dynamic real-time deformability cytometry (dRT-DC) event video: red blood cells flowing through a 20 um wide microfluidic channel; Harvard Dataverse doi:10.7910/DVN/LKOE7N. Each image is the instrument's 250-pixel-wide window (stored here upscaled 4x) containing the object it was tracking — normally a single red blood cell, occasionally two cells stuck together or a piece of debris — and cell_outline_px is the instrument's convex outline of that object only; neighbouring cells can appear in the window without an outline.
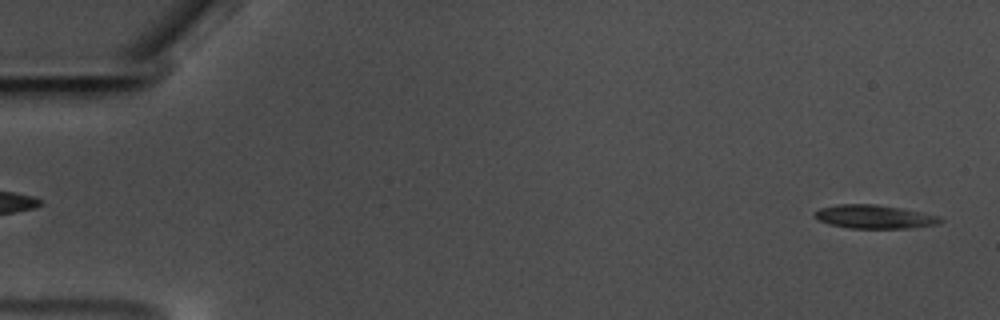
{"species": "common noctule bat (a hibernating species)", "species_latin": "Nyctalus noctula", "temperature_condition": "warm", "stored_images_in_passage": 58, "camera_frame_rate_fps": 3000, "um_per_image_px": 0.085, "animal": {"sex": "male", "body_mass_g": 17.5, "forearm_length_mm": 52.3}, "frame": {"image": 1, "passage_image": 2, "time_ms": 0.333, "image_size_px": [1000, 320], "cell_outline_px": [[944, 220], [940, 224], [908, 228], [848, 228], [828, 224], [820, 220], [816, 216], [816, 212], [820, 208], [840, 204], [876, 204], [900, 208], [936, 216]], "centroid_in_image_um": [74.32, 18.43], "position_along_channel_um": 10.7, "area_um2": 16.94}}
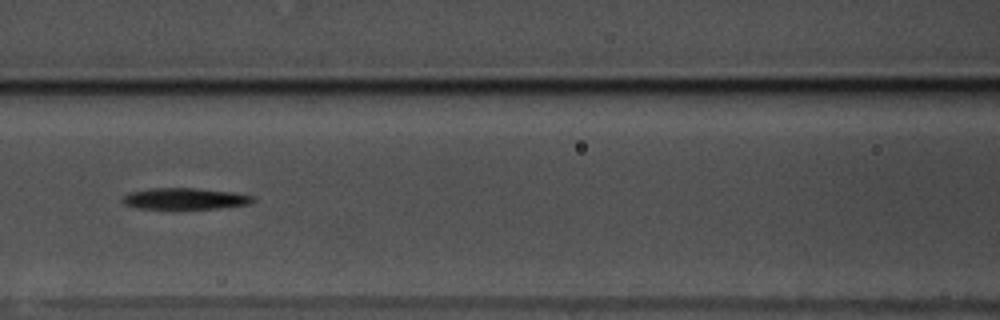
{"frame": {"image": 2, "passage_image": 26, "time_ms": 8.333, "image_size_px": [1000, 320], "cell_outline_px": [[256, 200], [248, 204], [220, 208], [136, 208], [124, 204], [120, 200], [128, 192], [152, 188], [196, 188], [236, 192], [256, 196]], "centroid_in_image_um": [15.75, 16.87], "position_along_channel_um": 150.9, "area_um2": 16.3}}
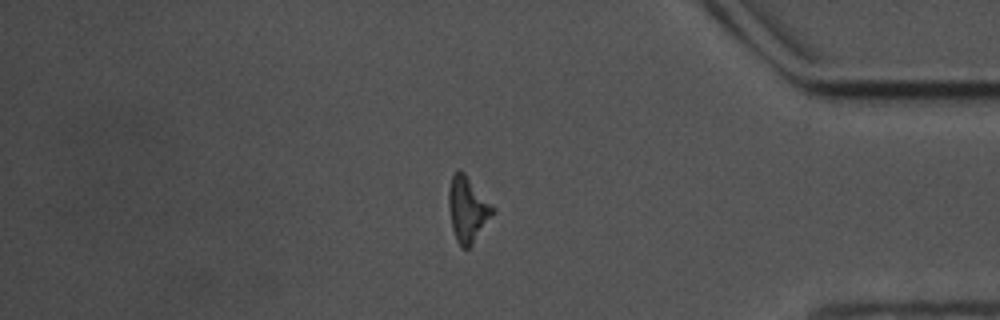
{"frame": {"image": 3, "passage_image": 49, "time_ms": 16.0, "image_size_px": [1000, 320], "cell_outline_px": [[496, 212], [472, 244], [468, 248], [460, 248], [456, 240], [452, 228], [448, 204], [448, 188], [452, 176], [460, 168], [464, 172], [496, 208]], "centroid_in_image_um": [39.76, 17.79], "position_along_channel_um": 395.4, "area_um2": 16.99}, "authors_computed_cell_mechanics": {"area_um2": 16.5308, "velocity_mm_per_s": 3.5418, "shape_relaxation_time_tau1_ms": 3.823, "shape_relaxation_time_tau2_ms": null, "deformation_change_tau1": 0.2035, "deformation_change_tau2": null}}